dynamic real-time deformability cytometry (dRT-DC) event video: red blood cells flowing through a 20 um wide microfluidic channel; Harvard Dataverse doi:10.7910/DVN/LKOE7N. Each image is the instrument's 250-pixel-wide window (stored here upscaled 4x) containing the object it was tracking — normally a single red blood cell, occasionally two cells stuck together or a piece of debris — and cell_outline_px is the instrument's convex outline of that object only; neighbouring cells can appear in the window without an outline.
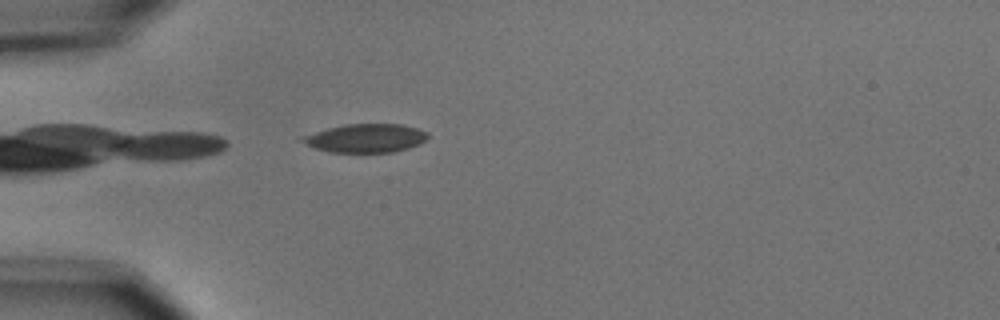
{"species": "common noctule bat (a hibernating species)", "species_latin": "Nyctalus noctula", "temperature_condition": "cold", "stored_images_in_passage": 4, "camera_frame_rate_fps": 3000, "um_per_image_px": 0.085, "animal": {"sex": "male", "body_mass_g": 15.6}, "frame": {"image": 1, "passage_image": 4, "time_ms": 4.667, "image_size_px": [1000, 320], "cell_outline_px": [[428, 136], [420, 144], [408, 148], [392, 152], [328, 152], [312, 148], [296, 140], [300, 136], [328, 128], [344, 124], [404, 124], [428, 132]], "centroid_in_image_um": [31.01, 11.74], "position_along_channel_um": 54.0, "area_um2": 21.15}}